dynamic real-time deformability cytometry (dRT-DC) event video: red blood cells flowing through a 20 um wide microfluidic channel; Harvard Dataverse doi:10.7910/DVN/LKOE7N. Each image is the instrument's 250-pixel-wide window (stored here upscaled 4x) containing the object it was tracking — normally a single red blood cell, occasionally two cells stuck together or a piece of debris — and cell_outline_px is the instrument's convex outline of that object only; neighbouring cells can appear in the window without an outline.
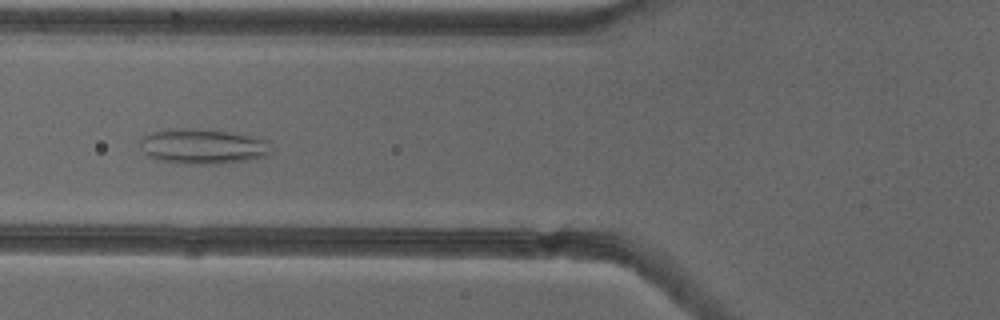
{"species": "common noctule bat (a hibernating species)", "species_latin": "Nyctalus noctula", "temperature_condition": "cold", "stored_images_in_passage": 38, "camera_frame_rate_fps": 3000, "um_per_image_px": 0.085, "animal": {"sex": "female"}, "frame": {"image": 1, "passage_image": 5, "time_ms": 1.333, "image_size_px": [1000, 320], "cell_outline_px": [[272, 152], [268, 156], [248, 160], [220, 164], [184, 164], [156, 160], [148, 156], [144, 152], [140, 144], [140, 136], [164, 128], [184, 128], [228, 132], [268, 140]], "centroid_in_image_um": [17.2, 12.45], "position_along_channel_um": 108.6, "area_um2": 27.11}}
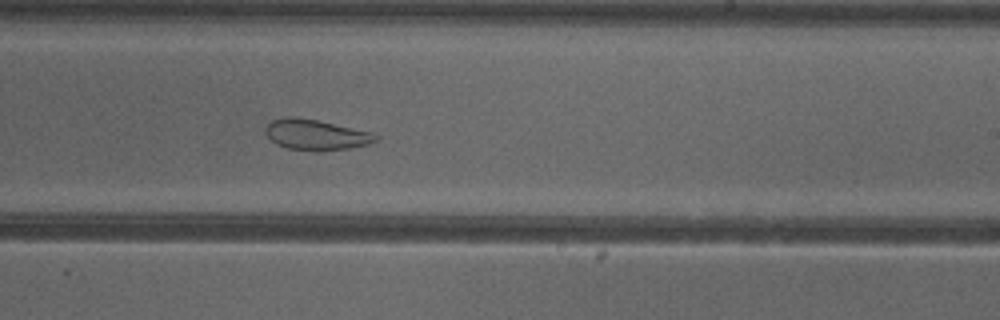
{"frame": {"image": 2, "passage_image": 17, "time_ms": 5.333, "image_size_px": [1000, 320], "cell_outline_px": [[380, 136], [376, 140], [368, 144], [348, 148], [288, 148], [276, 144], [264, 132], [264, 128], [272, 120], [284, 116], [292, 116], [316, 120], [376, 132]], "centroid_in_image_um": [26.87, 11.39], "position_along_channel_um": 262.1, "area_um2": 19.02}}
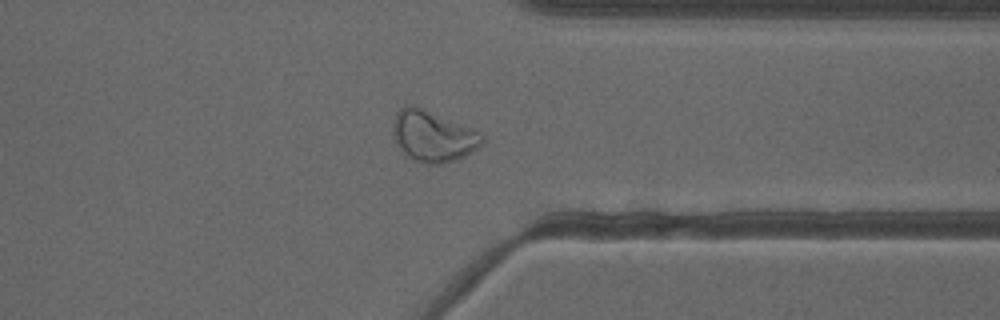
{"frame": {"image": 3, "passage_image": 26, "time_ms": 8.333, "image_size_px": [1000, 320], "cell_outline_px": [[484, 144], [472, 152], [456, 160], [440, 164], [428, 164], [412, 160], [400, 148], [396, 140], [392, 128], [392, 124], [396, 112], [404, 104], [408, 104], [420, 108], [480, 132], [484, 136]], "centroid_in_image_um": [36.8, 11.59], "position_along_channel_um": 374.6, "area_um2": 26.18}, "authors_computed_cell_mechanics": {"area_um2": 24.7095, "velocity_mm_per_s": 3.8252, "shape_relaxation_time_tau1_ms": null, "shape_relaxation_time_tau2_ms": 1.9395, "deformation_change_tau1": null, "deformation_change_tau2": 0.0856}}